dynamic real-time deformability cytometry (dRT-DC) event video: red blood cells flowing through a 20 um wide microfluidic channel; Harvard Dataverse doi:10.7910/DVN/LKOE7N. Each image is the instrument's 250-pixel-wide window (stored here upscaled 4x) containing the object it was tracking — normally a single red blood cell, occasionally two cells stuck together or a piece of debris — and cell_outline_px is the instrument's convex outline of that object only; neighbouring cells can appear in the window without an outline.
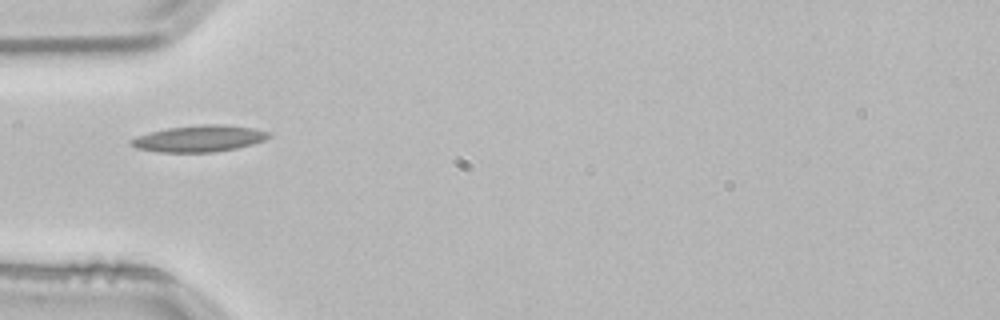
{"species": "common noctule bat (a hibernating species)", "species_latin": "Nyctalus noctula", "temperature_condition": "room temperature", "stored_images_in_passage": 1, "camera_frame_rate_fps": 3000, "um_per_image_px": 0.085, "animal": {"sex": "male", "body_mass_g": 21.5, "forearm_length_mm": 52.0}, "frame": {"image": 1, "passage_image": 1, "time_ms": 0.0, "image_size_px": [1000, 320], "cell_outline_px": [[272, 136], [264, 140], [252, 144], [236, 148], [216, 152], [160, 152], [136, 148], [128, 144], [128, 140], [136, 136], [168, 128], [200, 124], [224, 124], [256, 128], [268, 132]], "centroid_in_image_um": [16.93, 11.77], "position_along_channel_um": 68.1, "area_um2": 21.39}}